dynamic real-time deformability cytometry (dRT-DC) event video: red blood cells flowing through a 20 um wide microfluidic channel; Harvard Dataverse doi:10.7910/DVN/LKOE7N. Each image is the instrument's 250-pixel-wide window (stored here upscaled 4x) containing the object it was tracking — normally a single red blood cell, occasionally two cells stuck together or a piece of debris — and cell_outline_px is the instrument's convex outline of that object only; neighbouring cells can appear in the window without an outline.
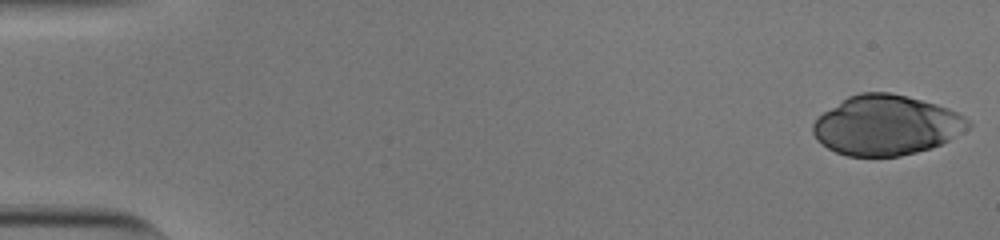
{"species": "human", "species_latin": "Homo sapiens", "temperature_condition": "cold", "stored_images_in_passage": 43, "camera_frame_rate_fps": 3000, "um_per_image_px": 0.085, "donor": {"sex": "male"}, "frame": {"image": 1, "passage_image": 1, "time_ms": 0.0, "image_size_px": [1000, 240], "cell_outline_px": [[972, 124], [968, 128], [948, 140], [932, 148], [900, 156], [848, 156], [836, 152], [828, 148], [816, 140], [812, 132], [812, 124], [824, 112], [848, 96], [860, 92], [888, 92], [908, 96], [936, 104], [948, 108], [964, 116]], "centroid_in_image_um": [75.32, 10.64], "position_along_channel_um": 9.7, "area_um2": 53.93}}